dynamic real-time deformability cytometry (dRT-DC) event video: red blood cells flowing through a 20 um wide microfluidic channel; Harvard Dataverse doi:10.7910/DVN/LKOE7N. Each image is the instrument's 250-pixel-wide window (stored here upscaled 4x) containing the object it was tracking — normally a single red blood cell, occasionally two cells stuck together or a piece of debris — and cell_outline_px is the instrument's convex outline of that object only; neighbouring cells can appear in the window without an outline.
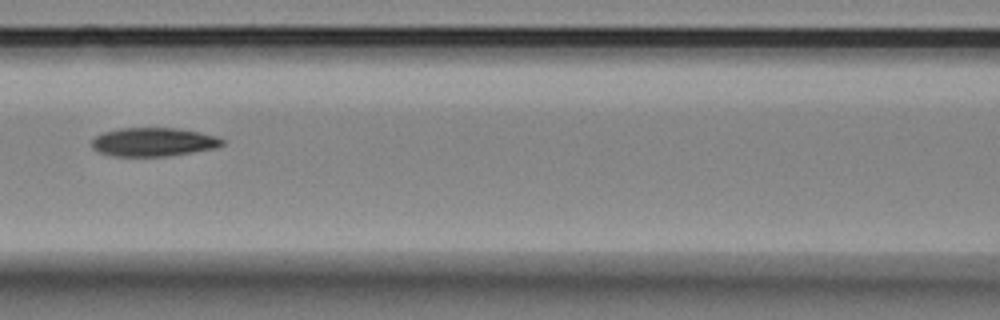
{"species": "Egyptian fruit bat (a non-hibernating species)", "species_latin": "Rousettus aegyptiacus", "temperature_condition": "room temperature", "stored_images_in_passage": 15, "segment_of_instrument_passage": [1, 2], "camera_frame_rate_fps": 3000, "um_per_image_px": 0.085, "animal": {"sex": "female"}, "frame": {"image": 1, "passage_image": 6, "time_ms": 1.667, "image_size_px": [1000, 320], "cell_outline_px": [[224, 144], [216, 148], [168, 156], [112, 156], [100, 152], [92, 148], [92, 140], [96, 136], [104, 132], [120, 128], [176, 128], [200, 132], [216, 136], [224, 140]], "centroid_in_image_um": [13.05, 12.07], "position_along_channel_um": 153.5, "area_um2": 21.73}}
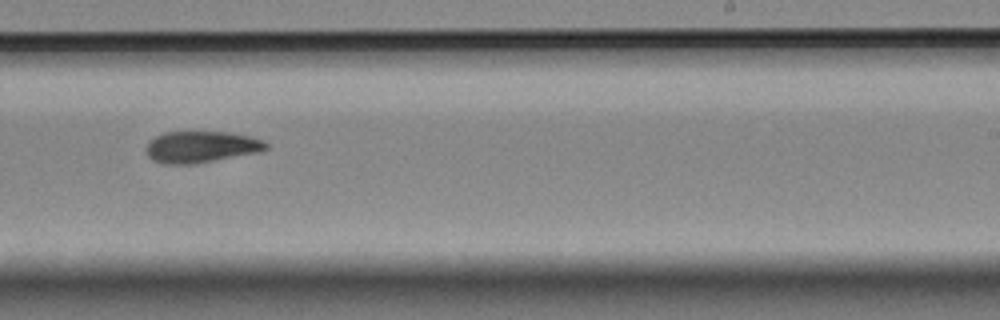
{"frame": {"image": 2, "passage_image": 9, "time_ms": 2.667, "image_size_px": [1000, 320], "cell_outline_px": [[268, 148], [256, 152], [192, 164], [164, 164], [152, 160], [148, 156], [144, 148], [148, 140], [164, 132], [228, 132], [248, 136], [264, 140], [268, 144]], "centroid_in_image_um": [17.02, 12.48], "position_along_channel_um": 272.0, "area_um2": 21.91}}
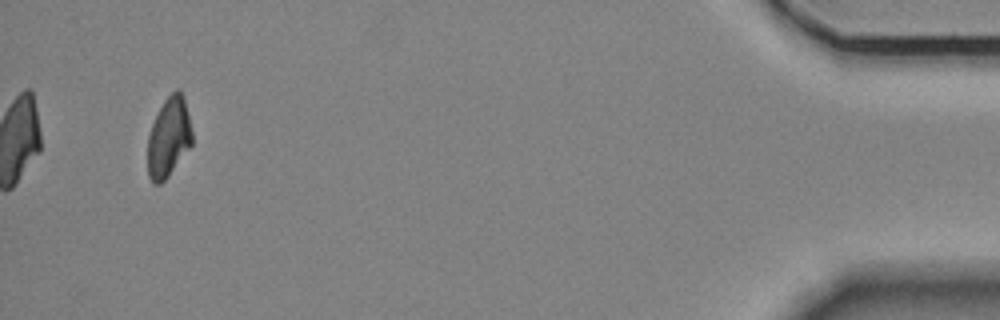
{"frame": {"image": 3, "passage_image": 14, "time_ms": 4.333, "image_size_px": [1000, 320], "cell_outline_px": [[192, 144], [168, 176], [160, 184], [152, 184], [148, 176], [148, 136], [152, 124], [164, 100], [176, 88], [184, 96], [192, 132]], "centroid_in_image_um": [14.33, 11.69], "position_along_channel_um": 420.9, "area_um2": 20.46}}